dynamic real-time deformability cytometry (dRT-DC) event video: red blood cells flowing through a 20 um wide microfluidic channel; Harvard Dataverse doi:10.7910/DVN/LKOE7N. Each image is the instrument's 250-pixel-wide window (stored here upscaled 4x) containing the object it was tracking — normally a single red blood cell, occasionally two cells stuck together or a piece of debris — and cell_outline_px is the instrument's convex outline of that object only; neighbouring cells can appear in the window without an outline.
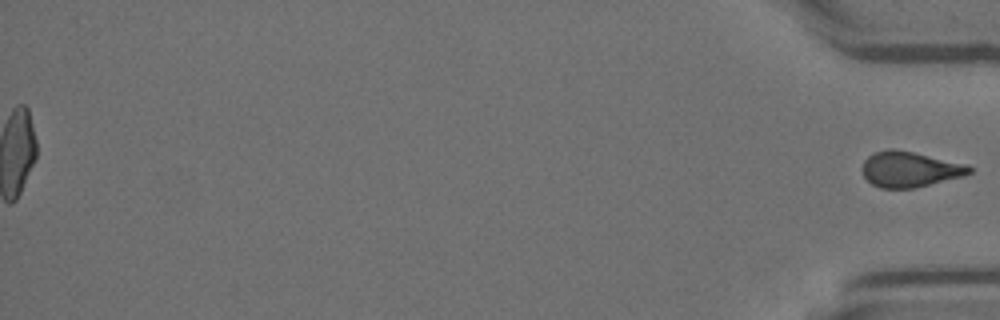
{"species": "Egyptian fruit bat (a non-hibernating species)", "species_latin": "Rousettus aegyptiacus", "temperature_condition": "room temperature", "stored_images_in_passage": 44, "segment_of_instrument_passage": [2, 2], "camera_frame_rate_fps": 3000, "um_per_image_px": 0.085, "animal": {"sex": "female"}, "frame": {"image": 1, "passage_image": 44, "time_ms": 14.333, "image_size_px": [1000, 320], "cell_outline_px": [[972, 172], [964, 176], [916, 188], [880, 188], [872, 184], [864, 176], [864, 160], [868, 156], [876, 152], [888, 148], [892, 148], [912, 152], [968, 164], [972, 168]], "centroid_in_image_um": [77.37, 14.39], "position_along_channel_um": 357.8, "area_um2": 22.08}}